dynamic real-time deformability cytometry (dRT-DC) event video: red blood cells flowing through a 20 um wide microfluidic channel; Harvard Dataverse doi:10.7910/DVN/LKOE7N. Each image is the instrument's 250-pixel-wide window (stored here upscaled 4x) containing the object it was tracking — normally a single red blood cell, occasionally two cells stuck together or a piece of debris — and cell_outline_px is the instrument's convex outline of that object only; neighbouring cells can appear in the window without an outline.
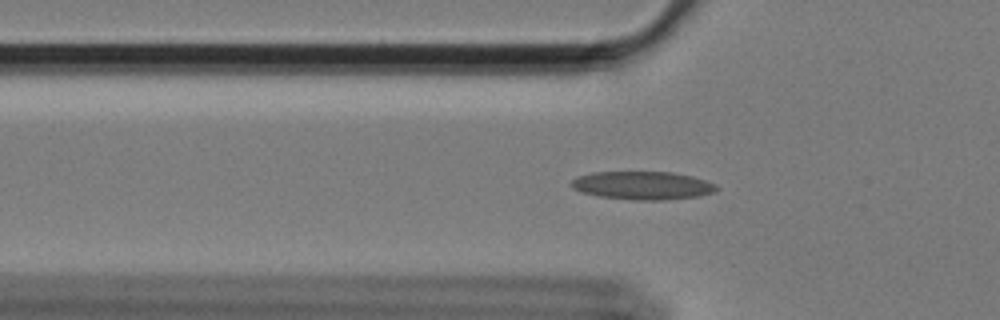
{"species": "Egyptian fruit bat (a non-hibernating species)", "species_latin": "Rousettus aegyptiacus", "temperature_condition": "cold", "stored_images_in_passage": 55, "camera_frame_rate_fps": 3000, "um_per_image_px": 0.085, "animal": {"sex": "female"}, "frame": {"image": 1, "passage_image": 16, "time_ms": 5.0, "image_size_px": [1000, 320], "cell_outline_px": [[716, 188], [712, 192], [700, 196], [660, 200], [636, 200], [600, 196], [584, 192], [572, 188], [572, 180], [580, 176], [592, 172], [672, 172], [692, 176], [716, 184]], "centroid_in_image_um": [54.63, 15.76], "position_along_channel_um": 71.2, "area_um2": 23.47}}
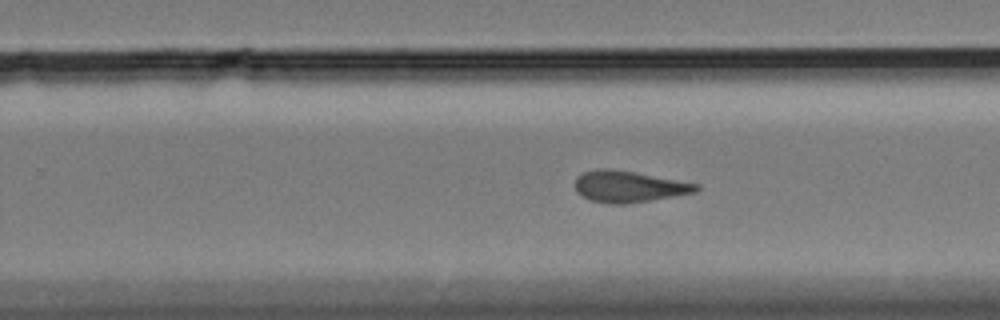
{"frame": {"image": 2, "passage_image": 34, "time_ms": 11.0, "image_size_px": [1000, 320], "cell_outline_px": [[700, 188], [696, 192], [624, 204], [608, 204], [592, 200], [576, 192], [576, 176], [584, 172], [596, 168], [608, 168], [636, 172], [700, 184]], "centroid_in_image_um": [53.44, 15.84], "position_along_channel_um": 276.4, "area_um2": 22.02}}
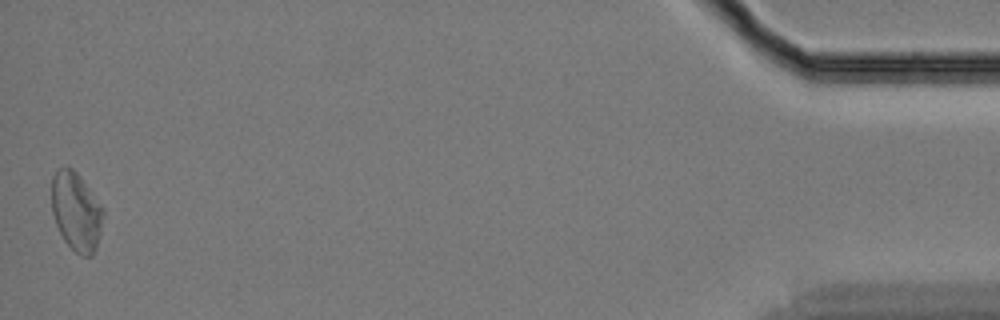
{"frame": {"image": 3, "passage_image": 55, "time_ms": 18.0, "image_size_px": [1000, 320], "cell_outline_px": [[104, 216], [96, 248], [92, 256], [80, 256], [64, 240], [56, 224], [52, 212], [52, 176], [64, 164], [68, 164], [76, 172], [104, 208]], "centroid_in_image_um": [6.48, 17.96], "position_along_channel_um": 428.7, "area_um2": 23.64}, "authors_computed_cell_mechanics": {"area_um2": 22.7732, "velocity_mm_per_s": 3.407, "shape_relaxation_time_tau1_ms": null, "shape_relaxation_time_tau2_ms": 2.9861, "deformation_change_tau1": null, "deformation_change_tau2": 0.1011}}